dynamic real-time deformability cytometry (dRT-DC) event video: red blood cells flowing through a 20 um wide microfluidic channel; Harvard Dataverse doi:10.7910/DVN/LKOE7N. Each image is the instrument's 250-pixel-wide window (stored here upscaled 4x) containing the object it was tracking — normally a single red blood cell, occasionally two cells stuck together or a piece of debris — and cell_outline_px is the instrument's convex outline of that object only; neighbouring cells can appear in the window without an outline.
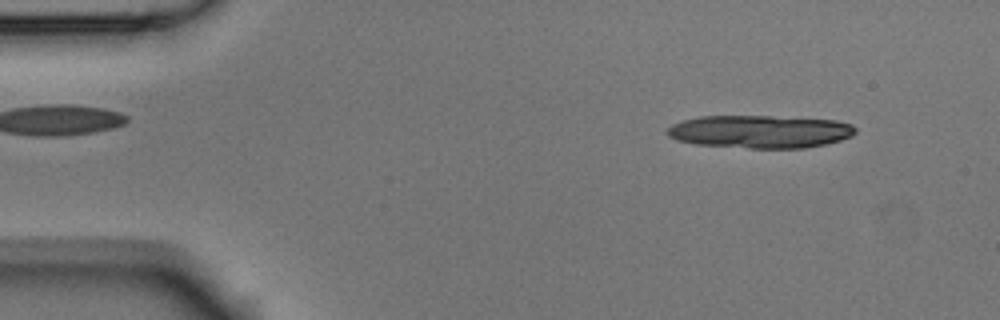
{"species": "Egyptian fruit bat (a non-hibernating species)", "species_latin": "Rousettus aegyptiacus", "temperature_condition": "room temperature", "stored_images_in_passage": 4, "camera_frame_rate_fps": 3000, "um_per_image_px": 0.085, "animal": {"sex": "male"}, "frame": {"image": 1, "passage_image": 1, "time_ms": 0.0, "image_size_px": [1000, 320], "cell_outline_px": [[856, 132], [852, 136], [840, 140], [824, 144], [804, 148], [748, 148], [696, 144], [676, 140], [668, 136], [664, 132], [672, 124], [684, 120], [700, 116], [772, 116], [836, 120], [852, 124], [856, 128]], "centroid_in_image_um": [64.59, 11.18], "position_along_channel_um": 20.4, "area_um2": 36.18}}
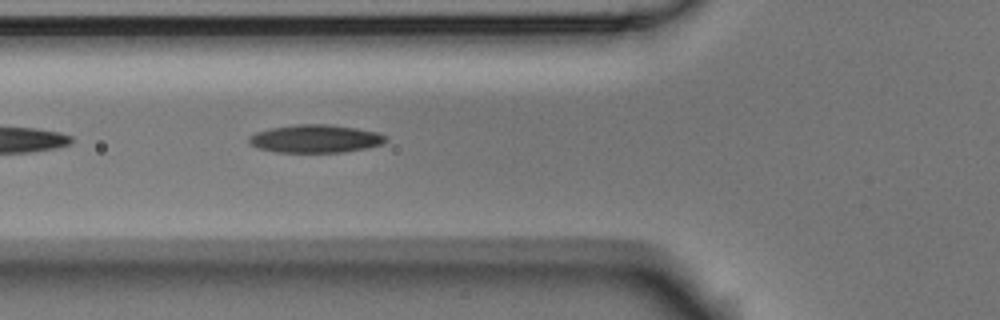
{"frame": {"image": 2, "passage_image": 4, "time_ms": 1.0, "image_size_px": [1000, 320], "cell_outline_px": [[388, 140], [384, 144], [344, 152], [276, 152], [260, 148], [252, 144], [248, 140], [248, 136], [256, 132], [268, 128], [296, 124], [328, 124], [356, 128], [376, 132], [384, 136]], "centroid_in_image_um": [26.8, 11.78], "position_along_channel_um": 99.0, "area_um2": 22.25}}